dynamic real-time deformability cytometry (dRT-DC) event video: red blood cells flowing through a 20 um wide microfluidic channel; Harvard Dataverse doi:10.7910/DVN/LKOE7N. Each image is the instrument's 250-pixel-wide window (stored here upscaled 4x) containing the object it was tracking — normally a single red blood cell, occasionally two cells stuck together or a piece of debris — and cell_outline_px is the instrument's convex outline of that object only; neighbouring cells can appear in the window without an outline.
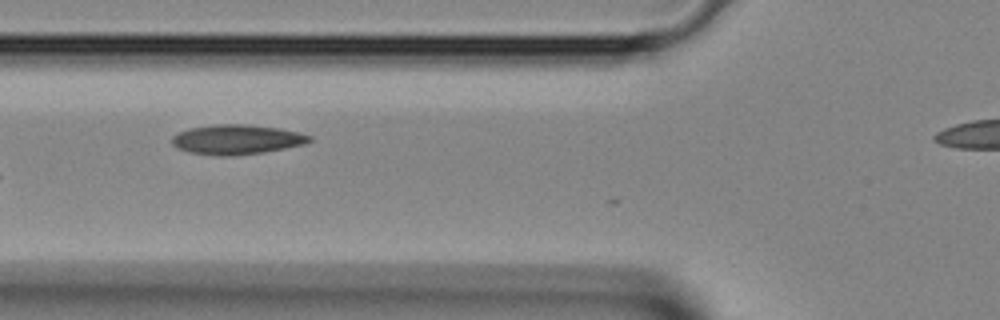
{"species": "Egyptian fruit bat (a non-hibernating species)", "species_latin": "Rousettus aegyptiacus", "temperature_condition": "room temperature", "stored_images_in_passage": 3, "segment_of_instrument_passage": [1, 2], "camera_frame_rate_fps": 3000, "um_per_image_px": 0.085, "animal": {"sex": "female"}, "frame": {"image": 1, "passage_image": 2, "time_ms": 0.333, "image_size_px": [1000, 320], "cell_outline_px": [[312, 140], [304, 144], [264, 152], [236, 156], [220, 156], [188, 152], [176, 148], [172, 144], [172, 136], [180, 132], [192, 128], [212, 124], [244, 124], [280, 128], [300, 132], [312, 136]], "centroid_in_image_um": [20.13, 11.86], "position_along_channel_um": 105.7, "area_um2": 23.93}}